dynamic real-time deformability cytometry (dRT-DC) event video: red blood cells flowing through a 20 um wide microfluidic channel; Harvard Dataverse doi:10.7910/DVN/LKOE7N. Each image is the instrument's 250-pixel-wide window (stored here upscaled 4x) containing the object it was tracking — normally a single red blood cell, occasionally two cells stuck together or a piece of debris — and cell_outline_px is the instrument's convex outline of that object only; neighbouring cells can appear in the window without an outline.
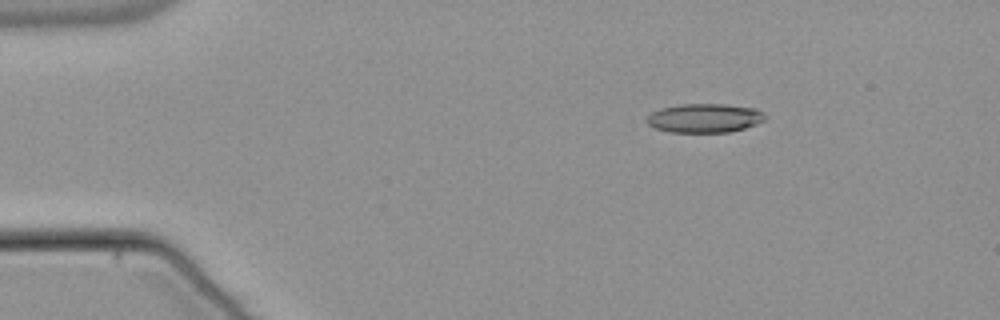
{"species": "common noctule bat (a hibernating species)", "species_latin": "Nyctalus noctula", "temperature_condition": "warm", "stored_images_in_passage": 46, "camera_frame_rate_fps": 3000, "um_per_image_px": 0.085, "animal": {"sex": "male", "body_mass_g": 21.5, "forearm_length_mm": 52.0}, "frame": {"image": 1, "passage_image": 1, "time_ms": 0.0, "image_size_px": [1000, 320], "cell_outline_px": [[768, 120], [744, 128], [728, 132], [672, 132], [656, 128], [648, 124], [644, 120], [652, 112], [660, 108], [680, 104], [724, 104], [756, 108], [764, 112], [768, 116]], "centroid_in_image_um": [59.93, 10.03], "position_along_channel_um": 25.1, "area_um2": 20.17}}
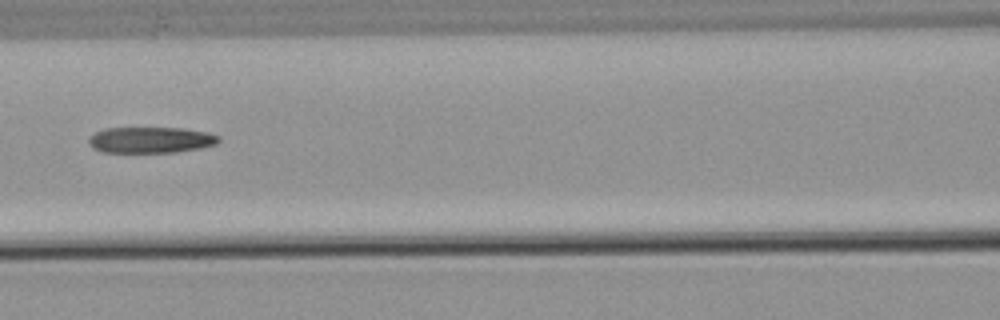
{"frame": {"image": 2, "passage_image": 17, "time_ms": 5.333, "image_size_px": [1000, 320], "cell_outline_px": [[220, 140], [216, 144], [200, 148], [176, 152], [100, 152], [92, 148], [88, 144], [88, 140], [96, 132], [104, 128], [180, 128], [208, 132], [220, 136]], "centroid_in_image_um": [12.81, 11.9], "position_along_channel_um": 153.8, "area_um2": 19.77}}
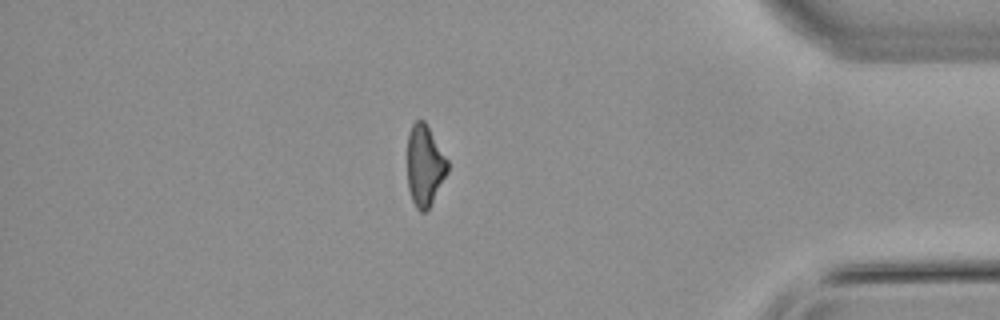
{"frame": {"image": 3, "passage_image": 39, "time_ms": 12.667, "image_size_px": [1000, 320], "cell_outline_px": [[448, 172], [428, 208], [424, 212], [420, 212], [416, 208], [412, 200], [408, 188], [408, 132], [412, 124], [416, 120], [424, 120], [448, 160]], "centroid_in_image_um": [36.09, 14.06], "position_along_channel_um": 399.1, "area_um2": 18.79}, "authors_computed_cell_mechanics": {"area_um2": 20.4323, "velocity_mm_per_s": 3.8256, "shape_relaxation_time_tau1_ms": null, "shape_relaxation_time_tau2_ms": 9.3256, "deformation_change_tau1": null, "deformation_change_tau2": 0.257}}